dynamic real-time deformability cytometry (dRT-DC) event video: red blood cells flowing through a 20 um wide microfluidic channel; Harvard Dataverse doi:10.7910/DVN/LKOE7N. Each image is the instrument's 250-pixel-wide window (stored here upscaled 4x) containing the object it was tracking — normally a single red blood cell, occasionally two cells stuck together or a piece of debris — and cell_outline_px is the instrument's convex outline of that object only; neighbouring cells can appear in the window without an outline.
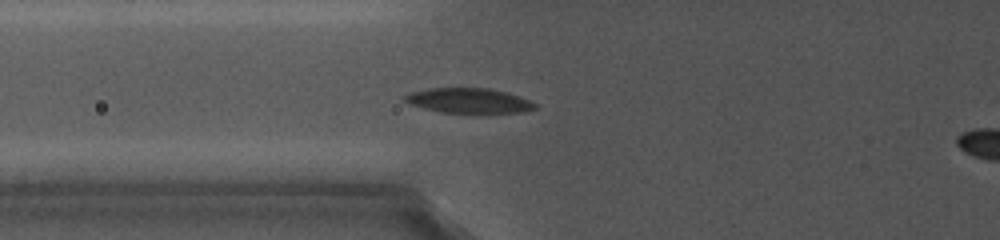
{"species": "common noctule bat (a hibernating species)", "species_latin": "Nyctalus noctula", "temperature_condition": "cold", "stored_images_in_passage": 9, "camera_frame_rate_fps": 5000, "um_per_image_px": 0.085, "animal": {"sex": "female", "body_mass_g": 19.0, "forearm_length_mm": 56.7}, "frame": {"image": 1, "passage_image": 9, "time_ms": 7.0, "image_size_px": [1000, 240], "cell_outline_px": [[536, 108], [524, 112], [440, 112], [424, 108], [412, 104], [404, 100], [400, 96], [412, 92], [428, 88], [488, 88], [520, 96], [536, 104]], "centroid_in_image_um": [39.81, 8.54], "position_along_channel_um": 86.0, "area_um2": 18.61}}